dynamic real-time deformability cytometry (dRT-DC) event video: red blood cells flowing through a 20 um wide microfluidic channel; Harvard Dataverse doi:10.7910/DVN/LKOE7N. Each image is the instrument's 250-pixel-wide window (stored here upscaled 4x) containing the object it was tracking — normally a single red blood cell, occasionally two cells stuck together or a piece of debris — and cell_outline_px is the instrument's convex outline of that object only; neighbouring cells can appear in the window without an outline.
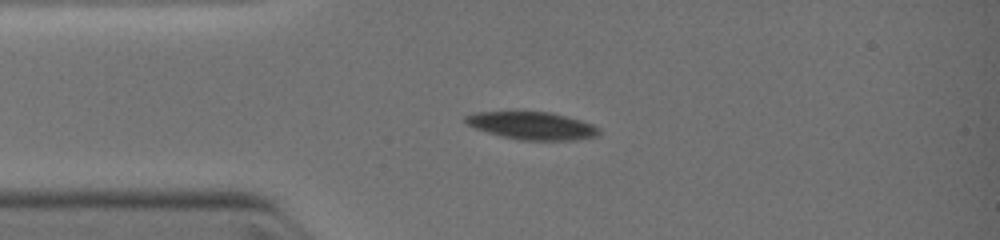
{"species": "common noctule bat (a hibernating species)", "species_latin": "Nyctalus noctula", "temperature_condition": "warm", "stored_images_in_passage": 3, "camera_frame_rate_fps": 3000, "um_per_image_px": 0.085, "animal": {"sex": "female", "body_mass_g": 19.0, "forearm_length_mm": 51.5}, "frame": {"image": 1, "passage_image": 2, "time_ms": 1.0, "image_size_px": [1000, 240], "cell_outline_px": [[600, 132], [596, 136], [572, 140], [520, 140], [500, 136], [476, 128], [468, 124], [464, 120], [464, 116], [472, 112], [520, 108], [552, 112], [580, 120], [592, 124], [600, 128]], "centroid_in_image_um": [45.15, 10.61], "position_along_channel_um": 39.9, "area_um2": 22.54}}
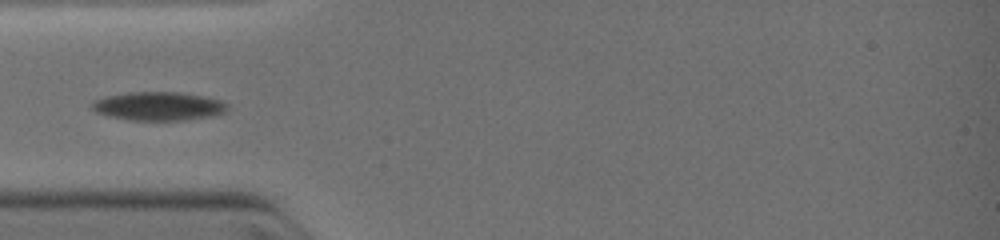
{"frame": {"image": 2, "passage_image": 3, "time_ms": 2.0, "image_size_px": [1000, 240], "cell_outline_px": [[228, 108], [224, 112], [216, 116], [184, 120], [128, 120], [108, 116], [96, 112], [92, 108], [92, 104], [96, 100], [104, 96], [128, 92], [180, 92], [204, 96], [220, 100], [228, 104]], "centroid_in_image_um": [13.5, 9.02], "position_along_channel_um": 71.5, "area_um2": 22.72}}